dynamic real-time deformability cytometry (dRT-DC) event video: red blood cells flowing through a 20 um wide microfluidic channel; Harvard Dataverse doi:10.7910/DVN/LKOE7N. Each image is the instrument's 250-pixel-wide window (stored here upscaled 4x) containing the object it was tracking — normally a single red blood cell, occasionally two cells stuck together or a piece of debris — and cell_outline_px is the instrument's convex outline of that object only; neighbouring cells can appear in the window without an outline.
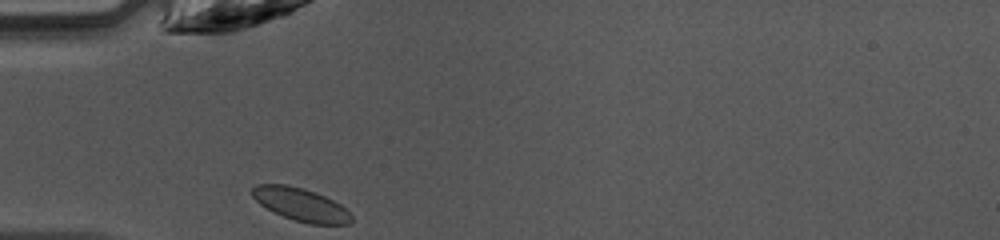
{"species": "common noctule bat (a hibernating species)", "species_latin": "Nyctalus noctula", "temperature_condition": "warm", "stored_images_in_passage": 26, "camera_frame_rate_fps": 3000, "um_per_image_px": 0.085, "animal": {"sex": "female", "body_mass_g": 10.0, "forearm_length_mm": 53.1}, "frame": {"image": 1, "passage_image": 1, "time_ms": 0.0, "image_size_px": [1000, 240], "cell_outline_px": [[352, 220], [348, 224], [308, 224], [284, 216], [260, 204], [252, 196], [252, 188], [256, 184], [288, 184], [304, 188], [316, 192], [340, 204], [352, 216]], "centroid_in_image_um": [25.57, 17.36], "position_along_channel_um": 59.4, "area_um2": 18.84}}
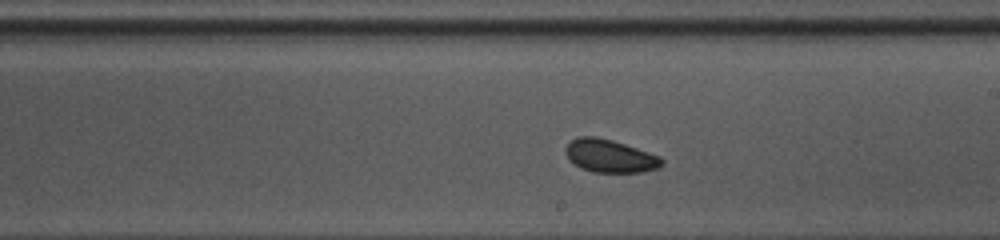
{"frame": {"image": 2, "passage_image": 14, "time_ms": 4.333, "image_size_px": [1000, 240], "cell_outline_px": [[664, 164], [660, 168], [644, 172], [592, 172], [580, 168], [568, 160], [564, 152], [564, 148], [576, 136], [596, 136], [612, 140], [660, 156], [664, 160]], "centroid_in_image_um": [51.82, 13.26], "position_along_channel_um": 237.2, "area_um2": 18.73}}
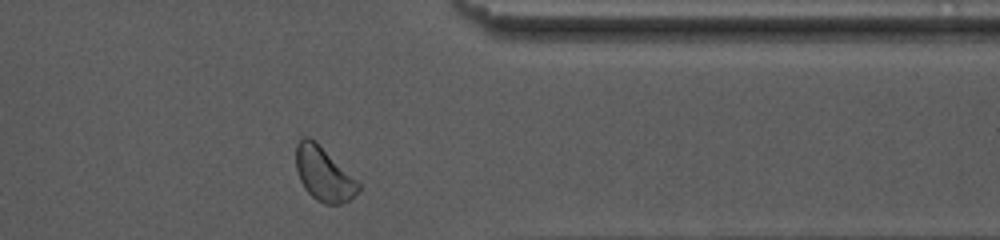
{"frame": {"image": 3, "passage_image": 25, "time_ms": 8.0, "image_size_px": [1000, 240], "cell_outline_px": [[360, 188], [348, 200], [340, 204], [324, 204], [316, 200], [304, 188], [300, 180], [296, 168], [296, 144], [300, 136], [308, 136], [316, 140], [360, 184]], "centroid_in_image_um": [27.47, 14.75], "position_along_channel_um": 383.9, "area_um2": 19.54}, "authors_computed_cell_mechanics": {"area_um2": 18.5827, "velocity_mm_per_s": 4.1946, "shape_relaxation_time_tau1_ms": null, "shape_relaxation_time_tau2_ms": 10.2519, "deformation_change_tau1": null, "deformation_change_tau2": 0.1183}}